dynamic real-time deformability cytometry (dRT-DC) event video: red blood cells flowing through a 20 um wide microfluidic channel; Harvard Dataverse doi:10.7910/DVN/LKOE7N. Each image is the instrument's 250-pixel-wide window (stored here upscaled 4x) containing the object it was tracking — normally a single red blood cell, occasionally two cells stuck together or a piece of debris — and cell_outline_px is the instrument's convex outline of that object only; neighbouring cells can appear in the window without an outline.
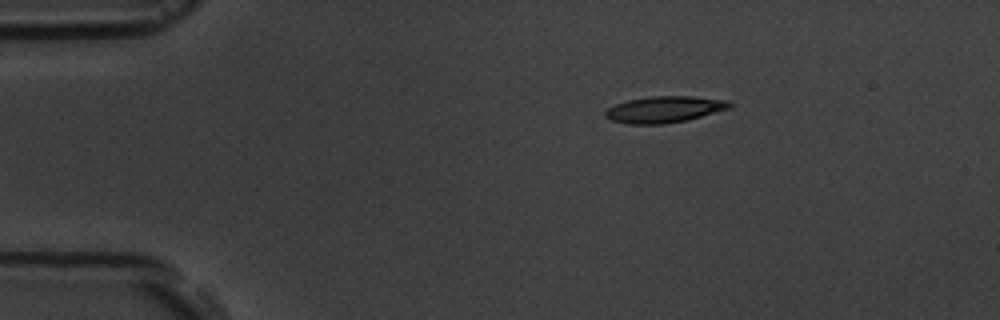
{"species": "common noctule bat (a hibernating species)", "species_latin": "Nyctalus noctula", "temperature_condition": "room temperature", "stored_images_in_passage": 3, "camera_frame_rate_fps": 3000, "um_per_image_px": 0.085, "animal": {"sex": "male", "body_mass_g": 19.5, "forearm_length_mm": 54.6}, "frame": {"image": 1, "passage_image": 1, "time_ms": 0.0, "image_size_px": [1000, 320], "cell_outline_px": [[732, 108], [688, 120], [664, 124], [628, 124], [612, 120], [604, 116], [604, 112], [608, 108], [616, 104], [628, 100], [648, 96], [692, 96], [728, 100], [732, 104]], "centroid_in_image_um": [56.5, 9.3], "position_along_channel_um": 28.5, "area_um2": 19.31}}